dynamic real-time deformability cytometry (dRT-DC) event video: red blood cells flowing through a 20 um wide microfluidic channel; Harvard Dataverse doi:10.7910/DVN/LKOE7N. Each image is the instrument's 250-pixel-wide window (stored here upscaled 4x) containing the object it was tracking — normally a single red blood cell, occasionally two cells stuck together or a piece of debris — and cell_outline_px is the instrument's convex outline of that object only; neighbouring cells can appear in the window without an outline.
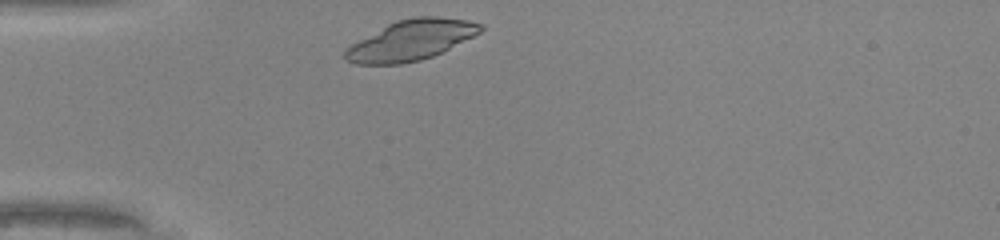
{"species": "common noctule bat (a hibernating species)", "species_latin": "Nyctalus noctula", "temperature_condition": "warm", "stored_images_in_passage": 27, "camera_frame_rate_fps": 3000, "um_per_image_px": 0.085, "animal": {"sex": "male", "body_mass_g": 20.0, "forearm_length_mm": 53.3}, "frame": {"image": 1, "passage_image": 1, "time_ms": 0.0, "image_size_px": [1000, 240], "cell_outline_px": [[484, 28], [480, 32], [432, 56], [420, 60], [400, 64], [356, 64], [344, 60], [344, 48], [388, 24], [396, 20], [416, 16], [440, 16], [468, 20], [484, 24]], "centroid_in_image_um": [34.91, 3.4], "position_along_channel_um": 50.1, "area_um2": 31.56}}